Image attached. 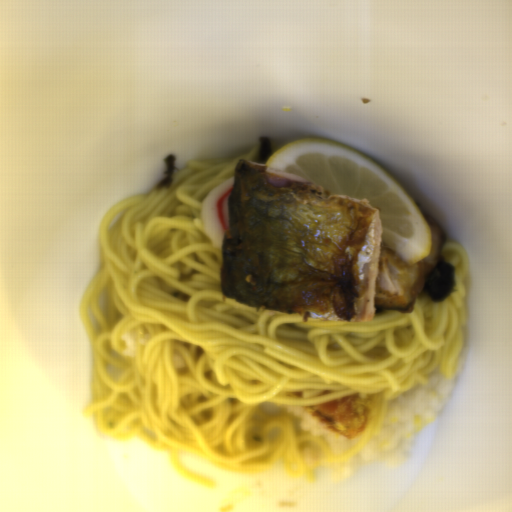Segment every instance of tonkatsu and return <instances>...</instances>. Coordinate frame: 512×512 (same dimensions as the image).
<instances>
[{
    "instance_id": "obj_1",
    "label": "tonkatsu",
    "mask_w": 512,
    "mask_h": 512,
    "mask_svg": "<svg viewBox=\"0 0 512 512\" xmlns=\"http://www.w3.org/2000/svg\"><path fill=\"white\" fill-rule=\"evenodd\" d=\"M302 410L331 432L349 441L364 433L368 426L367 404L357 396L304 406Z\"/></svg>"
}]
</instances>
